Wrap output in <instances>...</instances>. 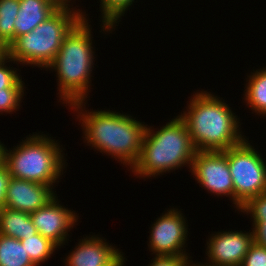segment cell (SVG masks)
I'll use <instances>...</instances> for the list:
<instances>
[{"label":"cell","instance_id":"cell-1","mask_svg":"<svg viewBox=\"0 0 266 266\" xmlns=\"http://www.w3.org/2000/svg\"><path fill=\"white\" fill-rule=\"evenodd\" d=\"M193 96L188 112L179 116L197 151H224L245 139L238 129V118L226 103L206 91Z\"/></svg>","mask_w":266,"mask_h":266},{"label":"cell","instance_id":"cell-2","mask_svg":"<svg viewBox=\"0 0 266 266\" xmlns=\"http://www.w3.org/2000/svg\"><path fill=\"white\" fill-rule=\"evenodd\" d=\"M88 20L82 18L66 35L54 61L47 68L57 71L59 93L72 109L85 105L92 72L94 52ZM84 103V104H83Z\"/></svg>","mask_w":266,"mask_h":266},{"label":"cell","instance_id":"cell-3","mask_svg":"<svg viewBox=\"0 0 266 266\" xmlns=\"http://www.w3.org/2000/svg\"><path fill=\"white\" fill-rule=\"evenodd\" d=\"M85 112L79 116L87 143L132 169L140 156L146 126L131 116L110 110Z\"/></svg>","mask_w":266,"mask_h":266},{"label":"cell","instance_id":"cell-4","mask_svg":"<svg viewBox=\"0 0 266 266\" xmlns=\"http://www.w3.org/2000/svg\"><path fill=\"white\" fill-rule=\"evenodd\" d=\"M144 133L140 156L132 167L136 175L148 177L160 175L188 164L190 167L197 150L193 145L188 127L180 117L172 119L160 130Z\"/></svg>","mask_w":266,"mask_h":266},{"label":"cell","instance_id":"cell-5","mask_svg":"<svg viewBox=\"0 0 266 266\" xmlns=\"http://www.w3.org/2000/svg\"><path fill=\"white\" fill-rule=\"evenodd\" d=\"M61 6L33 31L17 37L8 47V56L19 64L47 68L55 59L62 42L84 15L80 10Z\"/></svg>","mask_w":266,"mask_h":266},{"label":"cell","instance_id":"cell-6","mask_svg":"<svg viewBox=\"0 0 266 266\" xmlns=\"http://www.w3.org/2000/svg\"><path fill=\"white\" fill-rule=\"evenodd\" d=\"M45 136L33 134L13 151L4 147L3 163L11 177L54 185L65 163L59 144Z\"/></svg>","mask_w":266,"mask_h":266},{"label":"cell","instance_id":"cell-7","mask_svg":"<svg viewBox=\"0 0 266 266\" xmlns=\"http://www.w3.org/2000/svg\"><path fill=\"white\" fill-rule=\"evenodd\" d=\"M223 152L234 184V204L240 209L250 198L266 192V163L246 139Z\"/></svg>","mask_w":266,"mask_h":266},{"label":"cell","instance_id":"cell-8","mask_svg":"<svg viewBox=\"0 0 266 266\" xmlns=\"http://www.w3.org/2000/svg\"><path fill=\"white\" fill-rule=\"evenodd\" d=\"M191 167L192 174L204 189L216 195L231 196L234 202V184L223 151H197Z\"/></svg>","mask_w":266,"mask_h":266},{"label":"cell","instance_id":"cell-9","mask_svg":"<svg viewBox=\"0 0 266 266\" xmlns=\"http://www.w3.org/2000/svg\"><path fill=\"white\" fill-rule=\"evenodd\" d=\"M186 220L177 209L168 210L153 224L149 246L156 256H185ZM184 252V253H183Z\"/></svg>","mask_w":266,"mask_h":266},{"label":"cell","instance_id":"cell-10","mask_svg":"<svg viewBox=\"0 0 266 266\" xmlns=\"http://www.w3.org/2000/svg\"><path fill=\"white\" fill-rule=\"evenodd\" d=\"M56 196L45 206L30 213L37 233L50 239L57 246L67 241L69 229L77 222L76 213L61 206Z\"/></svg>","mask_w":266,"mask_h":266},{"label":"cell","instance_id":"cell-11","mask_svg":"<svg viewBox=\"0 0 266 266\" xmlns=\"http://www.w3.org/2000/svg\"><path fill=\"white\" fill-rule=\"evenodd\" d=\"M254 242L253 230L250 233L242 231L219 232L207 242L209 263L218 266H241L250 245Z\"/></svg>","mask_w":266,"mask_h":266},{"label":"cell","instance_id":"cell-12","mask_svg":"<svg viewBox=\"0 0 266 266\" xmlns=\"http://www.w3.org/2000/svg\"><path fill=\"white\" fill-rule=\"evenodd\" d=\"M52 188L53 186L11 177L4 207L30 214L55 197Z\"/></svg>","mask_w":266,"mask_h":266},{"label":"cell","instance_id":"cell-13","mask_svg":"<svg viewBox=\"0 0 266 266\" xmlns=\"http://www.w3.org/2000/svg\"><path fill=\"white\" fill-rule=\"evenodd\" d=\"M78 247V248H77ZM67 256L65 266H123V254L99 237H87Z\"/></svg>","mask_w":266,"mask_h":266},{"label":"cell","instance_id":"cell-14","mask_svg":"<svg viewBox=\"0 0 266 266\" xmlns=\"http://www.w3.org/2000/svg\"><path fill=\"white\" fill-rule=\"evenodd\" d=\"M19 3L20 8L15 20V39L33 31L61 7L53 0H19Z\"/></svg>","mask_w":266,"mask_h":266},{"label":"cell","instance_id":"cell-15","mask_svg":"<svg viewBox=\"0 0 266 266\" xmlns=\"http://www.w3.org/2000/svg\"><path fill=\"white\" fill-rule=\"evenodd\" d=\"M36 233L29 213L5 207L0 209V234L21 240Z\"/></svg>","mask_w":266,"mask_h":266},{"label":"cell","instance_id":"cell-16","mask_svg":"<svg viewBox=\"0 0 266 266\" xmlns=\"http://www.w3.org/2000/svg\"><path fill=\"white\" fill-rule=\"evenodd\" d=\"M0 266H36L20 240L0 234Z\"/></svg>","mask_w":266,"mask_h":266},{"label":"cell","instance_id":"cell-17","mask_svg":"<svg viewBox=\"0 0 266 266\" xmlns=\"http://www.w3.org/2000/svg\"><path fill=\"white\" fill-rule=\"evenodd\" d=\"M245 99L257 114L266 115V68L249 76Z\"/></svg>","mask_w":266,"mask_h":266},{"label":"cell","instance_id":"cell-18","mask_svg":"<svg viewBox=\"0 0 266 266\" xmlns=\"http://www.w3.org/2000/svg\"><path fill=\"white\" fill-rule=\"evenodd\" d=\"M19 8V0H0V41L6 47L15 40V20Z\"/></svg>","mask_w":266,"mask_h":266},{"label":"cell","instance_id":"cell-19","mask_svg":"<svg viewBox=\"0 0 266 266\" xmlns=\"http://www.w3.org/2000/svg\"><path fill=\"white\" fill-rule=\"evenodd\" d=\"M25 246L30 260L37 266L39 263L46 261L53 254L56 248H59L50 239L43 237L40 233L24 237L20 240Z\"/></svg>","mask_w":266,"mask_h":266},{"label":"cell","instance_id":"cell-20","mask_svg":"<svg viewBox=\"0 0 266 266\" xmlns=\"http://www.w3.org/2000/svg\"><path fill=\"white\" fill-rule=\"evenodd\" d=\"M103 29L110 31L134 0H100Z\"/></svg>","mask_w":266,"mask_h":266},{"label":"cell","instance_id":"cell-21","mask_svg":"<svg viewBox=\"0 0 266 266\" xmlns=\"http://www.w3.org/2000/svg\"><path fill=\"white\" fill-rule=\"evenodd\" d=\"M24 88L0 89V113H10L18 109Z\"/></svg>","mask_w":266,"mask_h":266},{"label":"cell","instance_id":"cell-22","mask_svg":"<svg viewBox=\"0 0 266 266\" xmlns=\"http://www.w3.org/2000/svg\"><path fill=\"white\" fill-rule=\"evenodd\" d=\"M239 210L251 214L253 221H266V192L250 198Z\"/></svg>","mask_w":266,"mask_h":266},{"label":"cell","instance_id":"cell-23","mask_svg":"<svg viewBox=\"0 0 266 266\" xmlns=\"http://www.w3.org/2000/svg\"><path fill=\"white\" fill-rule=\"evenodd\" d=\"M14 61L8 55L0 61V89L4 88H24L21 77L16 73V70L7 67L5 64L9 61ZM6 61V63H5ZM5 65V66H4Z\"/></svg>","mask_w":266,"mask_h":266},{"label":"cell","instance_id":"cell-24","mask_svg":"<svg viewBox=\"0 0 266 266\" xmlns=\"http://www.w3.org/2000/svg\"><path fill=\"white\" fill-rule=\"evenodd\" d=\"M241 266H266V247L253 242Z\"/></svg>","mask_w":266,"mask_h":266},{"label":"cell","instance_id":"cell-25","mask_svg":"<svg viewBox=\"0 0 266 266\" xmlns=\"http://www.w3.org/2000/svg\"><path fill=\"white\" fill-rule=\"evenodd\" d=\"M189 257L185 256H156L148 266H188Z\"/></svg>","mask_w":266,"mask_h":266},{"label":"cell","instance_id":"cell-26","mask_svg":"<svg viewBox=\"0 0 266 266\" xmlns=\"http://www.w3.org/2000/svg\"><path fill=\"white\" fill-rule=\"evenodd\" d=\"M253 227L254 242L266 247V221H253Z\"/></svg>","mask_w":266,"mask_h":266},{"label":"cell","instance_id":"cell-27","mask_svg":"<svg viewBox=\"0 0 266 266\" xmlns=\"http://www.w3.org/2000/svg\"><path fill=\"white\" fill-rule=\"evenodd\" d=\"M11 176L8 173V170L4 163L0 165V209L4 207L6 190L8 187V182Z\"/></svg>","mask_w":266,"mask_h":266},{"label":"cell","instance_id":"cell-28","mask_svg":"<svg viewBox=\"0 0 266 266\" xmlns=\"http://www.w3.org/2000/svg\"><path fill=\"white\" fill-rule=\"evenodd\" d=\"M8 55V47L0 41V61Z\"/></svg>","mask_w":266,"mask_h":266},{"label":"cell","instance_id":"cell-29","mask_svg":"<svg viewBox=\"0 0 266 266\" xmlns=\"http://www.w3.org/2000/svg\"><path fill=\"white\" fill-rule=\"evenodd\" d=\"M55 2L60 6H69L70 7V5L68 4V3H70V0L69 1L68 0H55Z\"/></svg>","mask_w":266,"mask_h":266},{"label":"cell","instance_id":"cell-30","mask_svg":"<svg viewBox=\"0 0 266 266\" xmlns=\"http://www.w3.org/2000/svg\"><path fill=\"white\" fill-rule=\"evenodd\" d=\"M4 146L0 142V165L3 163Z\"/></svg>","mask_w":266,"mask_h":266},{"label":"cell","instance_id":"cell-31","mask_svg":"<svg viewBox=\"0 0 266 266\" xmlns=\"http://www.w3.org/2000/svg\"><path fill=\"white\" fill-rule=\"evenodd\" d=\"M188 266H205L204 264H198V265H196V264H190V263H188ZM206 266H218V265H216V264H212V263H210L209 265H206Z\"/></svg>","mask_w":266,"mask_h":266}]
</instances>
